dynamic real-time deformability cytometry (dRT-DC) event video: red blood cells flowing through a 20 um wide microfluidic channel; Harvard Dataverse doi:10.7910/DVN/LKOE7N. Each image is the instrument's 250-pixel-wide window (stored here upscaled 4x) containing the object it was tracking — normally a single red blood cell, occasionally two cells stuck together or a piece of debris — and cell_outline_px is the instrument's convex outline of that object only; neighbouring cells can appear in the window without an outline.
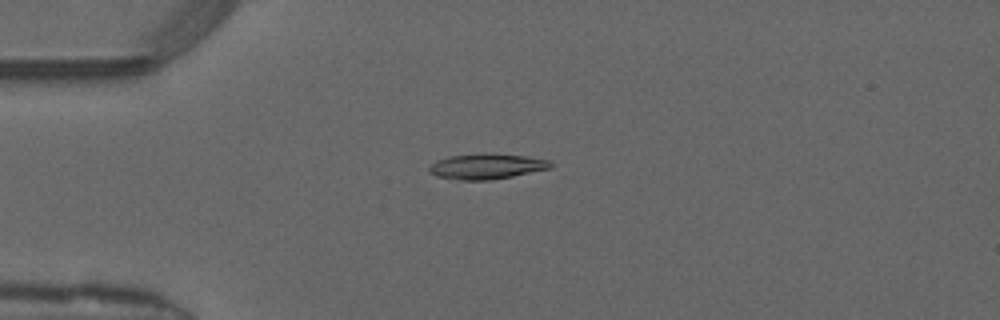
{"species": "common noctule bat (a hibernating species)", "species_latin": "Nyctalus noctula", "temperature_condition": "warm", "stored_images_in_passage": 47, "camera_frame_rate_fps": 3000, "um_per_image_px": 0.085, "animal": {"sex": "male", "forearm_length_mm": 52.5}, "frame": {"image": 1, "passage_image": 10, "time_ms": 3.0, "image_size_px": [1000, 320], "cell_outline_px": [[552, 168], [492, 180], [460, 180], [436, 176], [428, 172], [428, 168], [432, 164], [448, 156], [524, 156], [548, 160], [552, 164]], "centroid_in_image_um": [41.35, 14.2], "position_along_channel_um": 43.6, "area_um2": 16.94}}
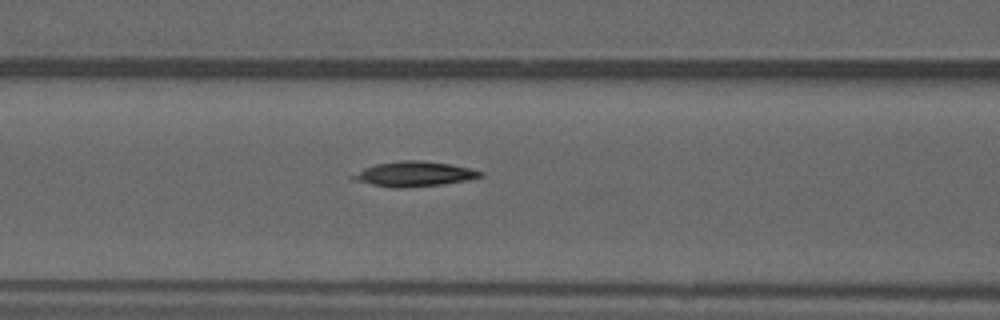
{"frame": {"image": 2, "passage_image": 18, "time_ms": 5.667, "image_size_px": [1000, 320], "cell_outline_px": [[484, 176], [468, 180], [444, 184], [404, 188], [392, 188], [352, 180], [348, 176], [364, 168], [376, 164], [400, 160], [420, 160], [448, 164], [468, 168], [484, 172]], "centroid_in_image_um": [35.18, 14.79], "position_along_channel_um": 131.4, "area_um2": 18.61}}
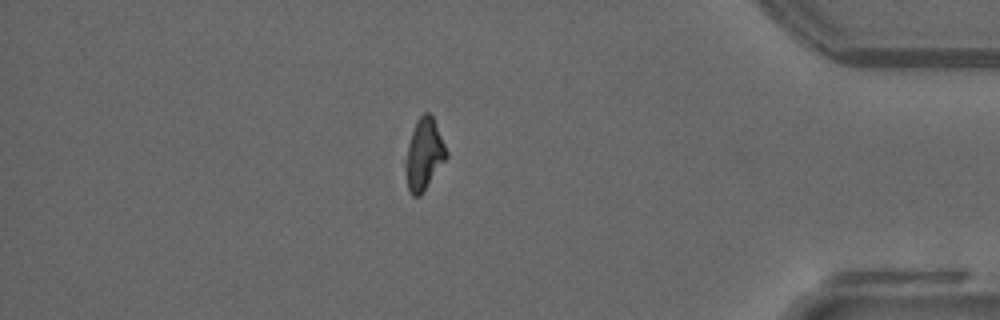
{"frame": {"image": 3, "passage_image": 40, "time_ms": 13.0, "image_size_px": [1000, 320], "cell_outline_px": [[448, 156], [420, 196], [412, 196], [408, 188], [404, 168], [404, 160], [408, 144], [416, 120], [424, 112], [428, 112], [432, 116], [448, 152]], "centroid_in_image_um": [36.02, 13.13], "position_along_channel_um": 399.2, "area_um2": 16.88}, "authors_computed_cell_mechanics": {"area_um2": 17.5134, "velocity_mm_per_s": 4.1611, "shape_relaxation_time_tau1_ms": 10.487, "shape_relaxation_time_tau2_ms": 2.1078, "deformation_change_tau1": 0.2126, "deformation_change_tau2": 0.0251}}